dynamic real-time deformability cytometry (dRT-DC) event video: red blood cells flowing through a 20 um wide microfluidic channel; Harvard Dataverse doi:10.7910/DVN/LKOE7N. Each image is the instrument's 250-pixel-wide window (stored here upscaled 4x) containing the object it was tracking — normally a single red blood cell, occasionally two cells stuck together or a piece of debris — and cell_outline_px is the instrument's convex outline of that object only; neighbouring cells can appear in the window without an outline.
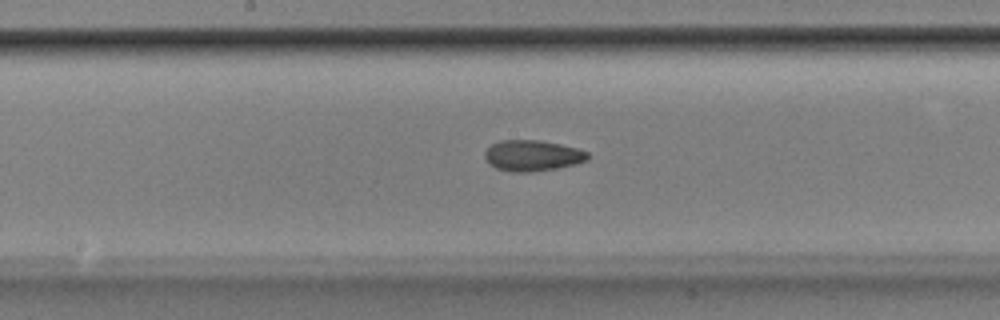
{"species": "Egyptian fruit bat (a non-hibernating species)", "species_latin": "Rousettus aegyptiacus", "temperature_condition": "room temperature", "stored_images_in_passage": 51, "camera_frame_rate_fps": 3000, "um_per_image_px": 0.085, "animal": {"sex": "male"}, "frame": {"image": 1, "passage_image": 26, "time_ms": 8.333, "image_size_px": [1000, 320], "cell_outline_px": [[588, 160], [576, 164], [556, 168], [532, 172], [512, 172], [496, 168], [488, 164], [484, 156], [484, 152], [492, 144], [500, 140], [540, 140], [560, 144], [576, 148], [588, 152]], "centroid_in_image_um": [45.23, 13.23], "position_along_channel_um": 203.0, "area_um2": 18.61}}
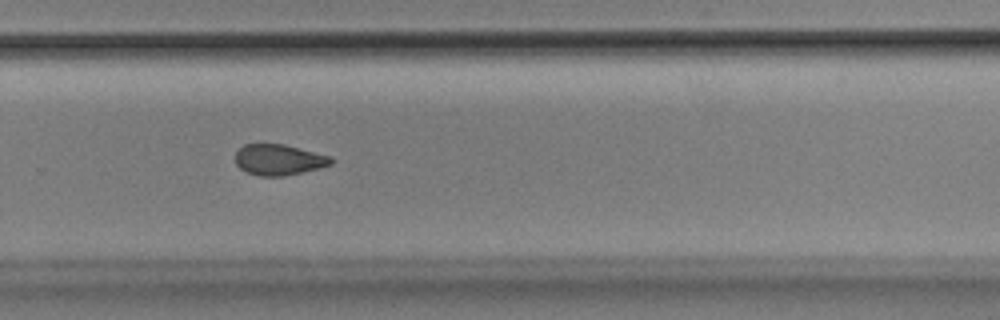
{"frame": {"image": 2, "passage_image": 34, "time_ms": 11.0, "image_size_px": [1000, 320], "cell_outline_px": [[332, 164], [284, 176], [260, 176], [248, 172], [240, 168], [236, 164], [236, 152], [244, 144], [284, 144], [332, 156]], "centroid_in_image_um": [23.69, 13.56], "position_along_channel_um": 306.1, "area_um2": 16.99}}
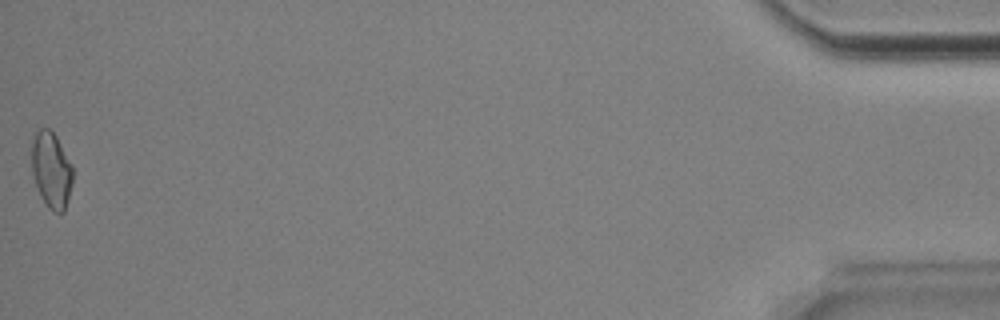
{"frame": {"image": 3, "passage_image": 51, "time_ms": 16.667, "image_size_px": [1000, 320], "cell_outline_px": [[72, 184], [68, 200], [64, 212], [52, 212], [48, 208], [36, 184], [32, 172], [32, 140], [36, 132], [40, 128], [48, 128], [56, 136], [72, 164]], "centroid_in_image_um": [4.38, 14.44], "position_along_channel_um": 430.8, "area_um2": 18.03}, "authors_computed_cell_mechanics": {"area_um2": 18.0914, "velocity_mm_per_s": 3.8899, "shape_relaxation_time_tau1_ms": 9.0956, "shape_relaxation_time_tau2_ms": 2.9601, "deformation_change_tau1": 0.1655, "deformation_change_tau2": 0.0904}}